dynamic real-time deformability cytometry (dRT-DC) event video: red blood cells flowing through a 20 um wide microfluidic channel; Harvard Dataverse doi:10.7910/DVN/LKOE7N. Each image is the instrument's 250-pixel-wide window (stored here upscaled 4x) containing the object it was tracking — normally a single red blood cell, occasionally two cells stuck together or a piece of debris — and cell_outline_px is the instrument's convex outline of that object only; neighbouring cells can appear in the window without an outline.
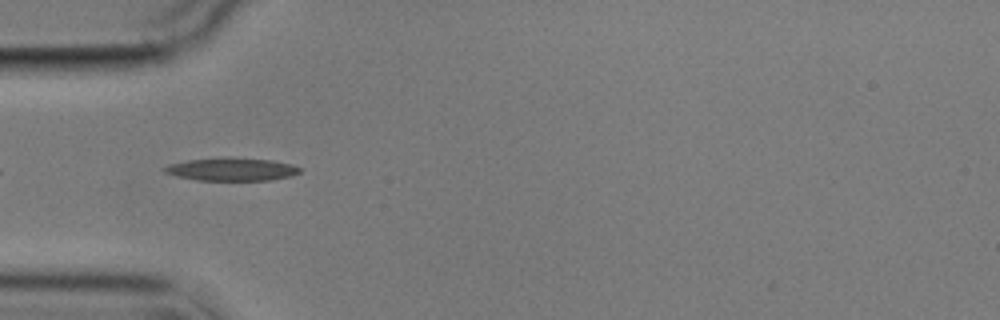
{"species": "common noctule bat (a hibernating species)", "species_latin": "Nyctalus noctula", "temperature_condition": "cold", "stored_images_in_passage": 2, "camera_frame_rate_fps": 3000, "um_per_image_px": 0.085, "animal": {"sex": "male", "body_mass_g": 17.9}, "frame": {"image": 1, "passage_image": 1, "time_ms": 0.0, "image_size_px": [1000, 320], "cell_outline_px": [[300, 172], [292, 176], [272, 180], [196, 180], [176, 176], [164, 172], [164, 168], [168, 164], [188, 160], [224, 156], [272, 160], [292, 164], [300, 168]], "centroid_in_image_um": [19.69, 14.38], "position_along_channel_um": 65.3, "area_um2": 18.32}}
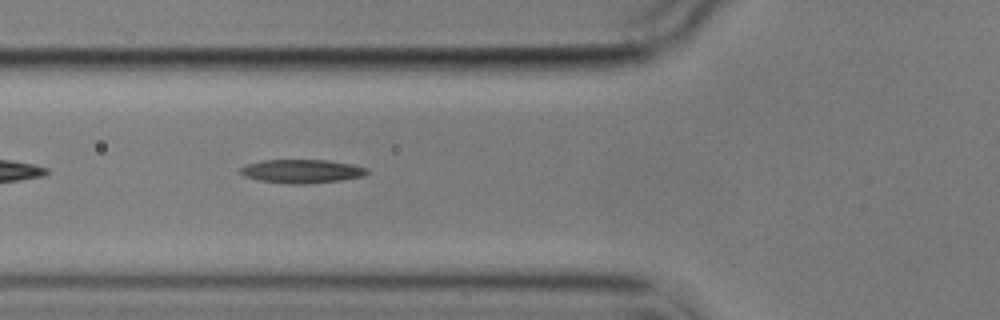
{"frame": {"image": 2, "passage_image": 2, "time_ms": 1.0, "image_size_px": [1000, 320], "cell_outline_px": [[368, 172], [364, 176], [340, 180], [304, 184], [292, 184], [260, 180], [244, 176], [240, 172], [240, 168], [244, 164], [260, 160], [328, 160], [352, 164], [368, 168]], "centroid_in_image_um": [25.64, 14.54], "position_along_channel_um": 100.2, "area_um2": 17.46}}